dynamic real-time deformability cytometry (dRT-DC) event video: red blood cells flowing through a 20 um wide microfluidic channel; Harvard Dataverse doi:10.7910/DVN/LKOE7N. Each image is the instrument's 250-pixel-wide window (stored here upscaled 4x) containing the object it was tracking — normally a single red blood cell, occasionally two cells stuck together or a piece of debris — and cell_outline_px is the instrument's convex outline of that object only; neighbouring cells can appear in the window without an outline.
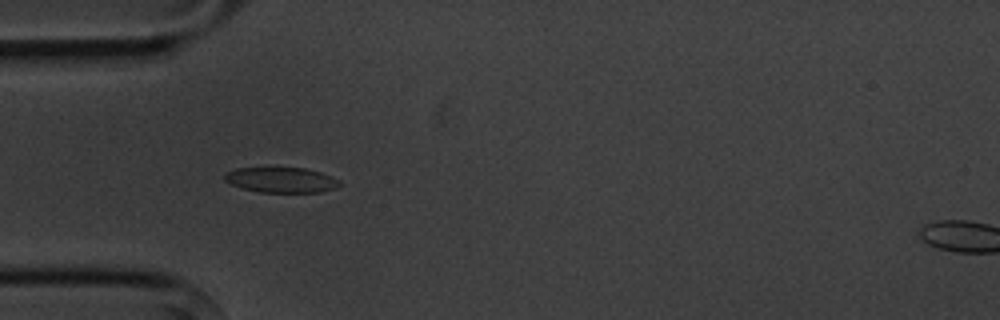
{"species": "common noctule bat (a hibernating species)", "species_latin": "Nyctalus noctula", "temperature_condition": "cold", "stored_images_in_passage": 4, "camera_frame_rate_fps": 3000, "um_per_image_px": 0.085, "animal": {"sex": "male", "body_mass_g": 20.1, "forearm_length_mm": 53.5}, "frame": {"image": 1, "passage_image": 3, "time_ms": 2.667, "image_size_px": [1000, 320], "cell_outline_px": [[340, 184], [336, 188], [320, 192], [260, 192], [240, 188], [224, 180], [224, 176], [228, 172], [236, 168], [304, 168], [320, 172], [340, 180]], "centroid_in_image_um": [23.91, 15.3], "position_along_channel_um": 61.1, "area_um2": 16.82}}
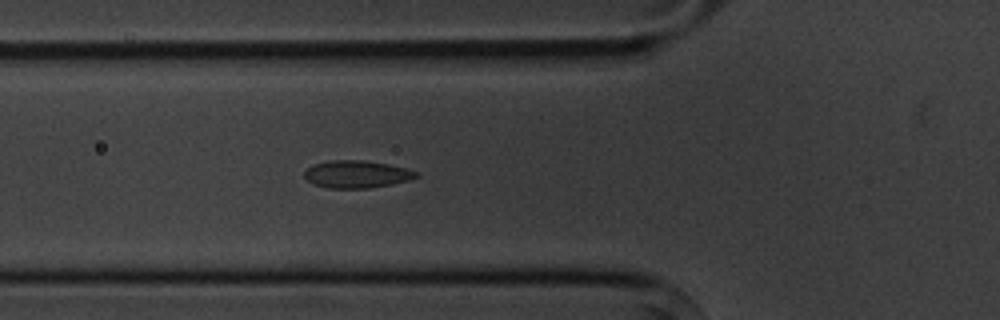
{"frame": {"image": 2, "passage_image": 4, "time_ms": 3.667, "image_size_px": [1000, 320], "cell_outline_px": [[420, 176], [408, 180], [392, 184], [368, 188], [328, 188], [312, 184], [304, 176], [304, 172], [312, 164], [328, 160], [360, 160], [388, 164], [420, 172]], "centroid_in_image_um": [30.3, 14.81], "position_along_channel_um": 95.5, "area_um2": 17.92}}